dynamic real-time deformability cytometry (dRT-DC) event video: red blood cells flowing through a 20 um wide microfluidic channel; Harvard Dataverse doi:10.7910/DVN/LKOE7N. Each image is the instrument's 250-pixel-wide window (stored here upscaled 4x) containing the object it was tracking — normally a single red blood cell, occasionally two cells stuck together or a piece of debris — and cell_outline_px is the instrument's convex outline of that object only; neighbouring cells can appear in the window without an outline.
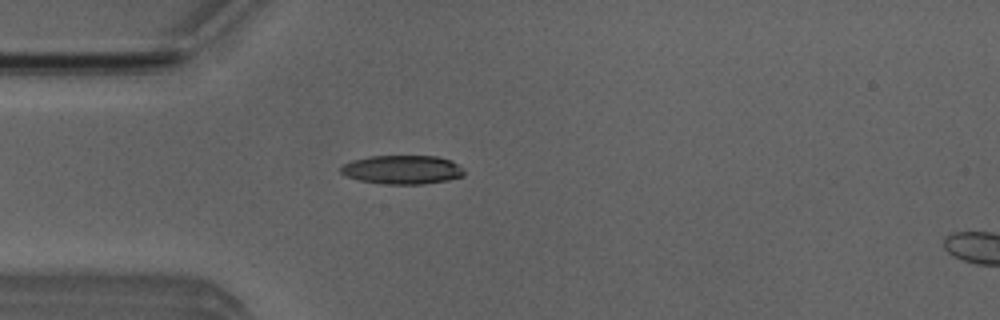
{"species": "Egyptian fruit bat (a non-hibernating species)", "species_latin": "Rousettus aegyptiacus", "temperature_condition": "room temperature", "stored_images_in_passage": 41, "camera_frame_rate_fps": 3000, "um_per_image_px": 0.085, "animal": {"sex": "male"}, "frame": {"image": 1, "passage_image": 2, "time_ms": 0.333, "image_size_px": [1000, 320], "cell_outline_px": [[464, 176], [448, 180], [424, 184], [380, 184], [360, 180], [344, 176], [340, 172], [340, 168], [344, 164], [352, 160], [368, 156], [436, 156], [452, 160], [464, 168]], "centroid_in_image_um": [34.2, 14.42], "position_along_channel_um": 50.8, "area_um2": 20.98}}
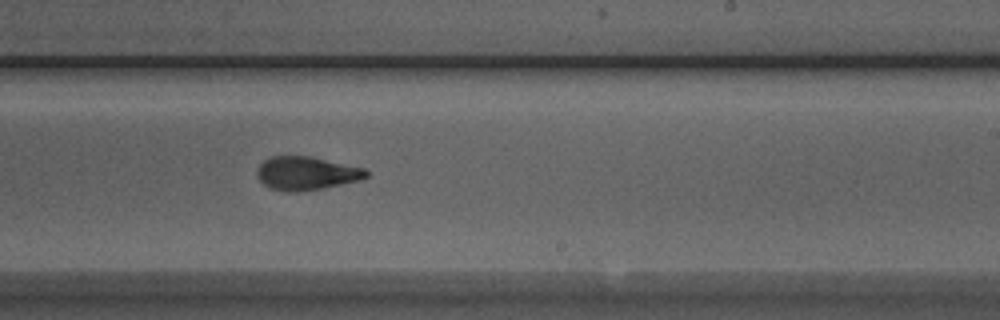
{"frame": {"image": 2, "passage_image": 19, "time_ms": 6.0, "image_size_px": [1000, 320], "cell_outline_px": [[368, 176], [360, 180], [324, 188], [296, 192], [284, 192], [268, 188], [256, 176], [256, 168], [264, 160], [272, 156], [312, 156], [364, 168], [368, 172]], "centroid_in_image_um": [26.01, 14.73], "position_along_channel_um": 263.0, "area_um2": 21.5}}
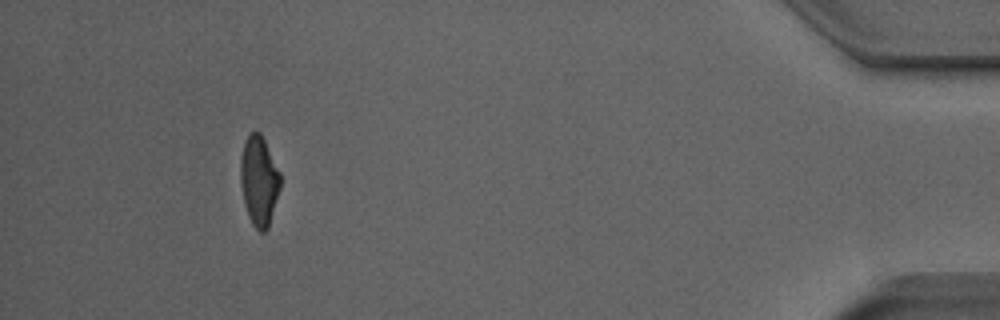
{"frame": {"image": 3, "passage_image": 36, "time_ms": 11.667, "image_size_px": [1000, 320], "cell_outline_px": [[280, 188], [268, 228], [264, 232], [260, 232], [252, 224], [248, 216], [244, 204], [240, 180], [240, 160], [244, 140], [252, 132], [260, 132], [280, 172]], "centroid_in_image_um": [22.0, 15.38], "position_along_channel_um": 413.2, "area_um2": 20.75}, "authors_computed_cell_mechanics": {"area_um2": 21.2126, "velocity_mm_per_s": 3.8937, "shape_relaxation_time_tau1_ms": 6.6773, "shape_relaxation_time_tau2_ms": 1.6881, "deformation_change_tau1": 0.2112, "deformation_change_tau2": 0.084}}